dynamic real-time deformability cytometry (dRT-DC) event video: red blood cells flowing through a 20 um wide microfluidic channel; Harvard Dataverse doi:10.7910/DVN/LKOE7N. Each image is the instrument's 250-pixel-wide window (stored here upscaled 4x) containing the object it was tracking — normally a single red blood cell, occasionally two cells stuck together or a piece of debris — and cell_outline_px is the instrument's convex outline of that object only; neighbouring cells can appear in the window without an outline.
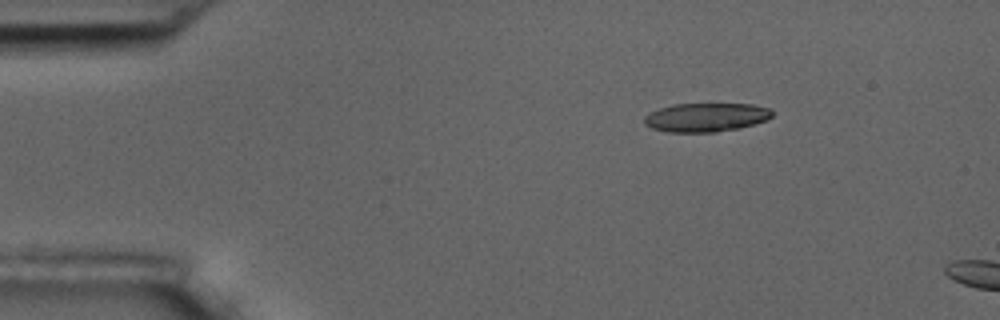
{"species": "common noctule bat (a hibernating species)", "species_latin": "Nyctalus noctula", "temperature_condition": "room temperature", "stored_images_in_passage": 3, "camera_frame_rate_fps": 3000, "um_per_image_px": 0.085, "animal": {"sex": "male", "body_mass_g": 17.5, "forearm_length_mm": 52.3}, "frame": {"image": 1, "passage_image": 1, "time_ms": 0.0, "image_size_px": [1000, 320], "cell_outline_px": [[772, 116], [768, 120], [736, 128], [716, 132], [668, 132], [652, 128], [644, 124], [644, 116], [660, 108], [672, 104], [752, 104], [772, 108]], "centroid_in_image_um": [60.02, 9.97], "position_along_channel_um": 25.0, "area_um2": 21.39}}